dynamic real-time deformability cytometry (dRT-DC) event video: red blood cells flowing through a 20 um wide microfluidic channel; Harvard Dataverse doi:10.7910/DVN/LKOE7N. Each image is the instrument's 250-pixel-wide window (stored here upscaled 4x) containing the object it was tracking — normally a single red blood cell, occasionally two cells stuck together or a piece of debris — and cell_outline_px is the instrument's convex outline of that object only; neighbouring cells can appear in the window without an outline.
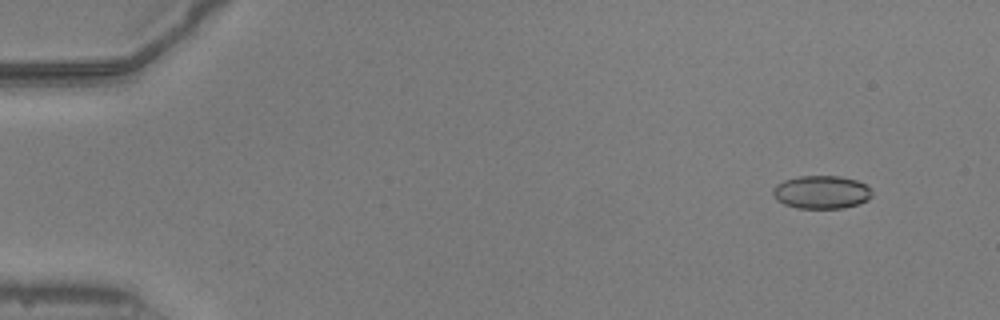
{"species": "common noctule bat (a hibernating species)", "species_latin": "Nyctalus noctula", "temperature_condition": "warm", "stored_images_in_passage": 50, "camera_frame_rate_fps": 3000, "um_per_image_px": 0.085, "animal": {"sex": "male", "body_mass_g": 20.5, "forearm_length_mm": 52.5}, "frame": {"image": 1, "passage_image": 5, "time_ms": 1.333, "image_size_px": [1000, 320], "cell_outline_px": [[872, 196], [868, 200], [844, 208], [796, 208], [784, 204], [776, 200], [772, 196], [772, 188], [776, 184], [784, 180], [796, 176], [840, 176], [856, 180], [864, 184], [872, 192]], "centroid_in_image_um": [69.77, 16.33], "position_along_channel_um": 15.2, "area_um2": 19.25}}
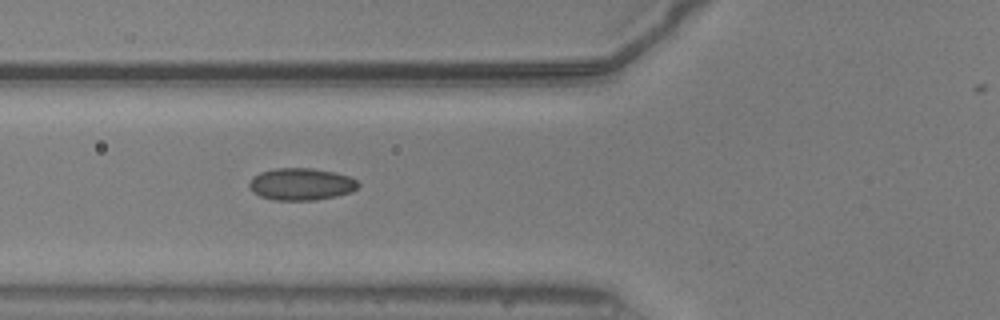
{"frame": {"image": 2, "passage_image": 21, "time_ms": 6.667, "image_size_px": [1000, 320], "cell_outline_px": [[360, 184], [352, 192], [336, 196], [316, 200], [276, 200], [260, 196], [252, 192], [248, 184], [252, 176], [260, 172], [276, 168], [312, 168], [336, 172], [348, 176], [356, 180]], "centroid_in_image_um": [25.59, 15.65], "position_along_channel_um": 100.2, "area_um2": 20.52}}
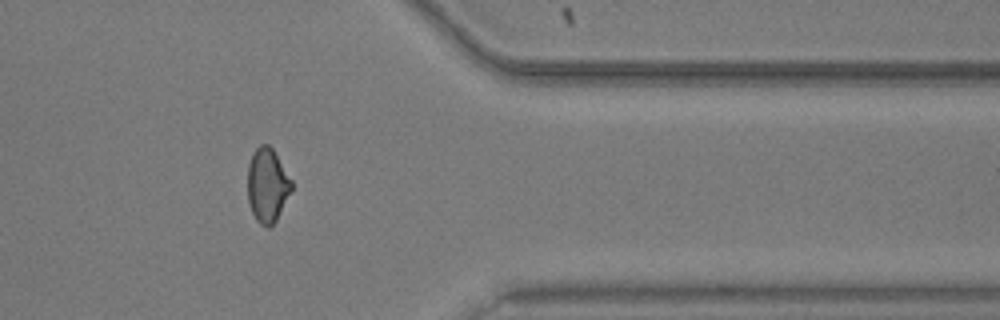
{"frame": {"image": 3, "passage_image": 44, "time_ms": 14.333, "image_size_px": [1000, 320], "cell_outline_px": [[292, 188], [276, 220], [268, 228], [260, 224], [256, 220], [248, 204], [248, 164], [252, 152], [260, 144], [268, 144], [272, 148], [292, 180]], "centroid_in_image_um": [22.7, 15.73], "position_along_channel_um": 388.7, "area_um2": 18.9}, "authors_computed_cell_mechanics": {"area_um2": 19.3052, "velocity_mm_per_s": 3.9254, "shape_relaxation_time_tau1_ms": null, "shape_relaxation_time_tau2_ms": 0.5883, "deformation_change_tau1": null, "deformation_change_tau2": 0.0445}}